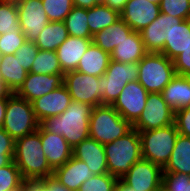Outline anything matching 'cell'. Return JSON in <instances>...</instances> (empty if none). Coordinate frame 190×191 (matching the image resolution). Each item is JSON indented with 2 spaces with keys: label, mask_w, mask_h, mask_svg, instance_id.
Returning a JSON list of instances; mask_svg holds the SVG:
<instances>
[{
  "label": "cell",
  "mask_w": 190,
  "mask_h": 191,
  "mask_svg": "<svg viewBox=\"0 0 190 191\" xmlns=\"http://www.w3.org/2000/svg\"><path fill=\"white\" fill-rule=\"evenodd\" d=\"M41 145V124L34 133L15 140L13 161L25 181H39L53 176L54 170Z\"/></svg>",
  "instance_id": "6da1fadb"
},
{
  "label": "cell",
  "mask_w": 190,
  "mask_h": 191,
  "mask_svg": "<svg viewBox=\"0 0 190 191\" xmlns=\"http://www.w3.org/2000/svg\"><path fill=\"white\" fill-rule=\"evenodd\" d=\"M93 106L87 103L71 101L60 115L50 116L40 124L49 132L62 135L73 148L89 138V120Z\"/></svg>",
  "instance_id": "7a4b0ae2"
},
{
  "label": "cell",
  "mask_w": 190,
  "mask_h": 191,
  "mask_svg": "<svg viewBox=\"0 0 190 191\" xmlns=\"http://www.w3.org/2000/svg\"><path fill=\"white\" fill-rule=\"evenodd\" d=\"M108 173L120 179L134 163L142 159L141 141L137 130L132 129L125 136L104 145Z\"/></svg>",
  "instance_id": "3957f363"
},
{
  "label": "cell",
  "mask_w": 190,
  "mask_h": 191,
  "mask_svg": "<svg viewBox=\"0 0 190 191\" xmlns=\"http://www.w3.org/2000/svg\"><path fill=\"white\" fill-rule=\"evenodd\" d=\"M132 129L133 125L112 105L93 107L89 120V138L105 145L125 136Z\"/></svg>",
  "instance_id": "277c9868"
},
{
  "label": "cell",
  "mask_w": 190,
  "mask_h": 191,
  "mask_svg": "<svg viewBox=\"0 0 190 191\" xmlns=\"http://www.w3.org/2000/svg\"><path fill=\"white\" fill-rule=\"evenodd\" d=\"M142 159L165 167L170 159L178 131L175 124L148 131H139Z\"/></svg>",
  "instance_id": "5b68a950"
},
{
  "label": "cell",
  "mask_w": 190,
  "mask_h": 191,
  "mask_svg": "<svg viewBox=\"0 0 190 191\" xmlns=\"http://www.w3.org/2000/svg\"><path fill=\"white\" fill-rule=\"evenodd\" d=\"M138 64V82L148 93H161L176 76L173 61L162 53H147Z\"/></svg>",
  "instance_id": "8992f818"
},
{
  "label": "cell",
  "mask_w": 190,
  "mask_h": 191,
  "mask_svg": "<svg viewBox=\"0 0 190 191\" xmlns=\"http://www.w3.org/2000/svg\"><path fill=\"white\" fill-rule=\"evenodd\" d=\"M40 122L33 111L32 102L13 93L7 100L2 128L14 139H20L38 130Z\"/></svg>",
  "instance_id": "52a82bcc"
},
{
  "label": "cell",
  "mask_w": 190,
  "mask_h": 191,
  "mask_svg": "<svg viewBox=\"0 0 190 191\" xmlns=\"http://www.w3.org/2000/svg\"><path fill=\"white\" fill-rule=\"evenodd\" d=\"M139 64L110 60L106 72L99 77V85L106 90L102 105H113L128 82L138 81Z\"/></svg>",
  "instance_id": "ba28073f"
},
{
  "label": "cell",
  "mask_w": 190,
  "mask_h": 191,
  "mask_svg": "<svg viewBox=\"0 0 190 191\" xmlns=\"http://www.w3.org/2000/svg\"><path fill=\"white\" fill-rule=\"evenodd\" d=\"M63 84L73 101L90 104L93 107L102 105L106 90L99 85V77L81 73L77 70L64 74Z\"/></svg>",
  "instance_id": "9c48e42d"
},
{
  "label": "cell",
  "mask_w": 190,
  "mask_h": 191,
  "mask_svg": "<svg viewBox=\"0 0 190 191\" xmlns=\"http://www.w3.org/2000/svg\"><path fill=\"white\" fill-rule=\"evenodd\" d=\"M175 111L166 103L161 93H149L141 116L133 129L148 131L174 124Z\"/></svg>",
  "instance_id": "30bf717a"
},
{
  "label": "cell",
  "mask_w": 190,
  "mask_h": 191,
  "mask_svg": "<svg viewBox=\"0 0 190 191\" xmlns=\"http://www.w3.org/2000/svg\"><path fill=\"white\" fill-rule=\"evenodd\" d=\"M162 174L160 166L141 159L119 180L135 191H162Z\"/></svg>",
  "instance_id": "8fae6325"
},
{
  "label": "cell",
  "mask_w": 190,
  "mask_h": 191,
  "mask_svg": "<svg viewBox=\"0 0 190 191\" xmlns=\"http://www.w3.org/2000/svg\"><path fill=\"white\" fill-rule=\"evenodd\" d=\"M16 5L19 24L26 40L35 42L50 22L44 11L42 0H20L16 2Z\"/></svg>",
  "instance_id": "7c38bea8"
},
{
  "label": "cell",
  "mask_w": 190,
  "mask_h": 191,
  "mask_svg": "<svg viewBox=\"0 0 190 191\" xmlns=\"http://www.w3.org/2000/svg\"><path fill=\"white\" fill-rule=\"evenodd\" d=\"M148 94L138 81L128 82L112 106L133 125L145 108Z\"/></svg>",
  "instance_id": "4fadbf2b"
},
{
  "label": "cell",
  "mask_w": 190,
  "mask_h": 191,
  "mask_svg": "<svg viewBox=\"0 0 190 191\" xmlns=\"http://www.w3.org/2000/svg\"><path fill=\"white\" fill-rule=\"evenodd\" d=\"M183 19L172 17L165 13L160 15L139 33L147 53H162L164 44L168 41L170 28L180 24Z\"/></svg>",
  "instance_id": "5bb4252c"
},
{
  "label": "cell",
  "mask_w": 190,
  "mask_h": 191,
  "mask_svg": "<svg viewBox=\"0 0 190 191\" xmlns=\"http://www.w3.org/2000/svg\"><path fill=\"white\" fill-rule=\"evenodd\" d=\"M160 13L159 4L147 0H128L120 16L133 31L140 32L151 24Z\"/></svg>",
  "instance_id": "9a60e30c"
},
{
  "label": "cell",
  "mask_w": 190,
  "mask_h": 191,
  "mask_svg": "<svg viewBox=\"0 0 190 191\" xmlns=\"http://www.w3.org/2000/svg\"><path fill=\"white\" fill-rule=\"evenodd\" d=\"M64 74H35L28 72L25 81L15 93L20 98L32 102L36 98L57 89L63 84Z\"/></svg>",
  "instance_id": "2e32d148"
},
{
  "label": "cell",
  "mask_w": 190,
  "mask_h": 191,
  "mask_svg": "<svg viewBox=\"0 0 190 191\" xmlns=\"http://www.w3.org/2000/svg\"><path fill=\"white\" fill-rule=\"evenodd\" d=\"M72 99L68 89L62 84L57 89L32 101L33 111L41 123L47 117L62 114L70 105Z\"/></svg>",
  "instance_id": "e0dca14e"
},
{
  "label": "cell",
  "mask_w": 190,
  "mask_h": 191,
  "mask_svg": "<svg viewBox=\"0 0 190 191\" xmlns=\"http://www.w3.org/2000/svg\"><path fill=\"white\" fill-rule=\"evenodd\" d=\"M72 156L87 164L95 175L108 173L104 145L92 138L81 141L72 148Z\"/></svg>",
  "instance_id": "ac0fdd59"
},
{
  "label": "cell",
  "mask_w": 190,
  "mask_h": 191,
  "mask_svg": "<svg viewBox=\"0 0 190 191\" xmlns=\"http://www.w3.org/2000/svg\"><path fill=\"white\" fill-rule=\"evenodd\" d=\"M41 148L50 167L55 170L72 157V147L62 135L51 133L41 125Z\"/></svg>",
  "instance_id": "d6986e66"
},
{
  "label": "cell",
  "mask_w": 190,
  "mask_h": 191,
  "mask_svg": "<svg viewBox=\"0 0 190 191\" xmlns=\"http://www.w3.org/2000/svg\"><path fill=\"white\" fill-rule=\"evenodd\" d=\"M93 175L85 162L73 156L53 172V177L70 191H78L80 186Z\"/></svg>",
  "instance_id": "ffe728a7"
},
{
  "label": "cell",
  "mask_w": 190,
  "mask_h": 191,
  "mask_svg": "<svg viewBox=\"0 0 190 191\" xmlns=\"http://www.w3.org/2000/svg\"><path fill=\"white\" fill-rule=\"evenodd\" d=\"M92 39L68 36L57 49L56 55L63 73L75 71Z\"/></svg>",
  "instance_id": "44dd1931"
},
{
  "label": "cell",
  "mask_w": 190,
  "mask_h": 191,
  "mask_svg": "<svg viewBox=\"0 0 190 191\" xmlns=\"http://www.w3.org/2000/svg\"><path fill=\"white\" fill-rule=\"evenodd\" d=\"M144 43L141 35L137 31H133L128 38L119 43L110 54L111 60L120 63L139 62L145 55Z\"/></svg>",
  "instance_id": "7402d4cb"
},
{
  "label": "cell",
  "mask_w": 190,
  "mask_h": 191,
  "mask_svg": "<svg viewBox=\"0 0 190 191\" xmlns=\"http://www.w3.org/2000/svg\"><path fill=\"white\" fill-rule=\"evenodd\" d=\"M163 99L174 110L190 106V81L184 75H177L161 92Z\"/></svg>",
  "instance_id": "603a6c76"
},
{
  "label": "cell",
  "mask_w": 190,
  "mask_h": 191,
  "mask_svg": "<svg viewBox=\"0 0 190 191\" xmlns=\"http://www.w3.org/2000/svg\"><path fill=\"white\" fill-rule=\"evenodd\" d=\"M133 32V30L120 18L109 27L96 32L92 42L105 52L111 54L116 46Z\"/></svg>",
  "instance_id": "cb8c5ba5"
},
{
  "label": "cell",
  "mask_w": 190,
  "mask_h": 191,
  "mask_svg": "<svg viewBox=\"0 0 190 191\" xmlns=\"http://www.w3.org/2000/svg\"><path fill=\"white\" fill-rule=\"evenodd\" d=\"M110 60V54L92 42L80 59L76 70L100 77L106 72Z\"/></svg>",
  "instance_id": "d4e9b609"
},
{
  "label": "cell",
  "mask_w": 190,
  "mask_h": 191,
  "mask_svg": "<svg viewBox=\"0 0 190 191\" xmlns=\"http://www.w3.org/2000/svg\"><path fill=\"white\" fill-rule=\"evenodd\" d=\"M163 172L190 175V137L178 134L170 159Z\"/></svg>",
  "instance_id": "484cf974"
},
{
  "label": "cell",
  "mask_w": 190,
  "mask_h": 191,
  "mask_svg": "<svg viewBox=\"0 0 190 191\" xmlns=\"http://www.w3.org/2000/svg\"><path fill=\"white\" fill-rule=\"evenodd\" d=\"M190 41V19L183 20L180 24L170 28L168 41L164 44L162 54L168 59L174 60L181 53Z\"/></svg>",
  "instance_id": "4316f807"
},
{
  "label": "cell",
  "mask_w": 190,
  "mask_h": 191,
  "mask_svg": "<svg viewBox=\"0 0 190 191\" xmlns=\"http://www.w3.org/2000/svg\"><path fill=\"white\" fill-rule=\"evenodd\" d=\"M28 71L19 60L12 55H2L0 58V78L8 85L12 93H16L22 86Z\"/></svg>",
  "instance_id": "83f0119b"
},
{
  "label": "cell",
  "mask_w": 190,
  "mask_h": 191,
  "mask_svg": "<svg viewBox=\"0 0 190 191\" xmlns=\"http://www.w3.org/2000/svg\"><path fill=\"white\" fill-rule=\"evenodd\" d=\"M68 32L64 22H49L35 40L40 50L56 51L66 41Z\"/></svg>",
  "instance_id": "f1b7e54d"
},
{
  "label": "cell",
  "mask_w": 190,
  "mask_h": 191,
  "mask_svg": "<svg viewBox=\"0 0 190 191\" xmlns=\"http://www.w3.org/2000/svg\"><path fill=\"white\" fill-rule=\"evenodd\" d=\"M88 26L90 33L94 35L121 18L120 13L107 5H95L87 9Z\"/></svg>",
  "instance_id": "f546056e"
},
{
  "label": "cell",
  "mask_w": 190,
  "mask_h": 191,
  "mask_svg": "<svg viewBox=\"0 0 190 191\" xmlns=\"http://www.w3.org/2000/svg\"><path fill=\"white\" fill-rule=\"evenodd\" d=\"M68 36L92 39L88 26L87 9L73 7L64 20Z\"/></svg>",
  "instance_id": "4dcf8cb0"
},
{
  "label": "cell",
  "mask_w": 190,
  "mask_h": 191,
  "mask_svg": "<svg viewBox=\"0 0 190 191\" xmlns=\"http://www.w3.org/2000/svg\"><path fill=\"white\" fill-rule=\"evenodd\" d=\"M30 73L35 74H64L59 60L56 55V51L40 50L32 64Z\"/></svg>",
  "instance_id": "1f68e13d"
},
{
  "label": "cell",
  "mask_w": 190,
  "mask_h": 191,
  "mask_svg": "<svg viewBox=\"0 0 190 191\" xmlns=\"http://www.w3.org/2000/svg\"><path fill=\"white\" fill-rule=\"evenodd\" d=\"M9 32H22L16 2L0 1V35Z\"/></svg>",
  "instance_id": "d6a6232c"
},
{
  "label": "cell",
  "mask_w": 190,
  "mask_h": 191,
  "mask_svg": "<svg viewBox=\"0 0 190 191\" xmlns=\"http://www.w3.org/2000/svg\"><path fill=\"white\" fill-rule=\"evenodd\" d=\"M42 4L50 22H64L74 7L72 0H42Z\"/></svg>",
  "instance_id": "836d02e7"
},
{
  "label": "cell",
  "mask_w": 190,
  "mask_h": 191,
  "mask_svg": "<svg viewBox=\"0 0 190 191\" xmlns=\"http://www.w3.org/2000/svg\"><path fill=\"white\" fill-rule=\"evenodd\" d=\"M24 181L19 168L13 160L8 165L0 167V191L13 190Z\"/></svg>",
  "instance_id": "e575fe53"
},
{
  "label": "cell",
  "mask_w": 190,
  "mask_h": 191,
  "mask_svg": "<svg viewBox=\"0 0 190 191\" xmlns=\"http://www.w3.org/2000/svg\"><path fill=\"white\" fill-rule=\"evenodd\" d=\"M118 181V178L109 173L94 174L80 186L78 191H114Z\"/></svg>",
  "instance_id": "d590c367"
},
{
  "label": "cell",
  "mask_w": 190,
  "mask_h": 191,
  "mask_svg": "<svg viewBox=\"0 0 190 191\" xmlns=\"http://www.w3.org/2000/svg\"><path fill=\"white\" fill-rule=\"evenodd\" d=\"M159 8L172 17L190 19V0H161Z\"/></svg>",
  "instance_id": "8d00e7d4"
},
{
  "label": "cell",
  "mask_w": 190,
  "mask_h": 191,
  "mask_svg": "<svg viewBox=\"0 0 190 191\" xmlns=\"http://www.w3.org/2000/svg\"><path fill=\"white\" fill-rule=\"evenodd\" d=\"M190 175L183 173L163 172L162 191H186Z\"/></svg>",
  "instance_id": "74e56055"
},
{
  "label": "cell",
  "mask_w": 190,
  "mask_h": 191,
  "mask_svg": "<svg viewBox=\"0 0 190 191\" xmlns=\"http://www.w3.org/2000/svg\"><path fill=\"white\" fill-rule=\"evenodd\" d=\"M26 41L23 32H9L0 35V52L2 55H12Z\"/></svg>",
  "instance_id": "f35d334b"
},
{
  "label": "cell",
  "mask_w": 190,
  "mask_h": 191,
  "mask_svg": "<svg viewBox=\"0 0 190 191\" xmlns=\"http://www.w3.org/2000/svg\"><path fill=\"white\" fill-rule=\"evenodd\" d=\"M38 51L39 48L35 45V42L26 40L14 55L22 64V67L30 72Z\"/></svg>",
  "instance_id": "ab89813d"
},
{
  "label": "cell",
  "mask_w": 190,
  "mask_h": 191,
  "mask_svg": "<svg viewBox=\"0 0 190 191\" xmlns=\"http://www.w3.org/2000/svg\"><path fill=\"white\" fill-rule=\"evenodd\" d=\"M15 140L0 128V167L8 165L14 156Z\"/></svg>",
  "instance_id": "60d3db41"
},
{
  "label": "cell",
  "mask_w": 190,
  "mask_h": 191,
  "mask_svg": "<svg viewBox=\"0 0 190 191\" xmlns=\"http://www.w3.org/2000/svg\"><path fill=\"white\" fill-rule=\"evenodd\" d=\"M174 124L180 135L190 137V106L175 111Z\"/></svg>",
  "instance_id": "b9f144b4"
},
{
  "label": "cell",
  "mask_w": 190,
  "mask_h": 191,
  "mask_svg": "<svg viewBox=\"0 0 190 191\" xmlns=\"http://www.w3.org/2000/svg\"><path fill=\"white\" fill-rule=\"evenodd\" d=\"M177 75H187L190 72V41L184 52L173 60Z\"/></svg>",
  "instance_id": "7bdbcfd3"
},
{
  "label": "cell",
  "mask_w": 190,
  "mask_h": 191,
  "mask_svg": "<svg viewBox=\"0 0 190 191\" xmlns=\"http://www.w3.org/2000/svg\"><path fill=\"white\" fill-rule=\"evenodd\" d=\"M49 191H70L59 183L53 176L39 180Z\"/></svg>",
  "instance_id": "ee69618b"
},
{
  "label": "cell",
  "mask_w": 190,
  "mask_h": 191,
  "mask_svg": "<svg viewBox=\"0 0 190 191\" xmlns=\"http://www.w3.org/2000/svg\"><path fill=\"white\" fill-rule=\"evenodd\" d=\"M127 1L128 0H106L105 5L121 13L124 10Z\"/></svg>",
  "instance_id": "f6af8a7d"
},
{
  "label": "cell",
  "mask_w": 190,
  "mask_h": 191,
  "mask_svg": "<svg viewBox=\"0 0 190 191\" xmlns=\"http://www.w3.org/2000/svg\"><path fill=\"white\" fill-rule=\"evenodd\" d=\"M28 191H49L40 181H28Z\"/></svg>",
  "instance_id": "bcb514c9"
},
{
  "label": "cell",
  "mask_w": 190,
  "mask_h": 191,
  "mask_svg": "<svg viewBox=\"0 0 190 191\" xmlns=\"http://www.w3.org/2000/svg\"><path fill=\"white\" fill-rule=\"evenodd\" d=\"M9 97L0 98V128H2L7 108V100Z\"/></svg>",
  "instance_id": "7dc6e473"
},
{
  "label": "cell",
  "mask_w": 190,
  "mask_h": 191,
  "mask_svg": "<svg viewBox=\"0 0 190 191\" xmlns=\"http://www.w3.org/2000/svg\"><path fill=\"white\" fill-rule=\"evenodd\" d=\"M12 94L8 85L0 78V98L10 97Z\"/></svg>",
  "instance_id": "c3c4849f"
},
{
  "label": "cell",
  "mask_w": 190,
  "mask_h": 191,
  "mask_svg": "<svg viewBox=\"0 0 190 191\" xmlns=\"http://www.w3.org/2000/svg\"><path fill=\"white\" fill-rule=\"evenodd\" d=\"M72 1L75 7L85 8V9L90 8V0H72Z\"/></svg>",
  "instance_id": "681fc988"
},
{
  "label": "cell",
  "mask_w": 190,
  "mask_h": 191,
  "mask_svg": "<svg viewBox=\"0 0 190 191\" xmlns=\"http://www.w3.org/2000/svg\"><path fill=\"white\" fill-rule=\"evenodd\" d=\"M114 191H135L131 188H129L128 186H126L125 184H123L120 180L118 181L115 190Z\"/></svg>",
  "instance_id": "f907efd6"
},
{
  "label": "cell",
  "mask_w": 190,
  "mask_h": 191,
  "mask_svg": "<svg viewBox=\"0 0 190 191\" xmlns=\"http://www.w3.org/2000/svg\"><path fill=\"white\" fill-rule=\"evenodd\" d=\"M10 191H28V181H24L19 187Z\"/></svg>",
  "instance_id": "816d5d0a"
},
{
  "label": "cell",
  "mask_w": 190,
  "mask_h": 191,
  "mask_svg": "<svg viewBox=\"0 0 190 191\" xmlns=\"http://www.w3.org/2000/svg\"><path fill=\"white\" fill-rule=\"evenodd\" d=\"M106 0H90V8L95 5H105Z\"/></svg>",
  "instance_id": "f5cc1de1"
},
{
  "label": "cell",
  "mask_w": 190,
  "mask_h": 191,
  "mask_svg": "<svg viewBox=\"0 0 190 191\" xmlns=\"http://www.w3.org/2000/svg\"><path fill=\"white\" fill-rule=\"evenodd\" d=\"M149 2L155 3V4H160L161 0H147Z\"/></svg>",
  "instance_id": "db71d44e"
},
{
  "label": "cell",
  "mask_w": 190,
  "mask_h": 191,
  "mask_svg": "<svg viewBox=\"0 0 190 191\" xmlns=\"http://www.w3.org/2000/svg\"><path fill=\"white\" fill-rule=\"evenodd\" d=\"M186 191H190V183H187V189Z\"/></svg>",
  "instance_id": "11a10c76"
},
{
  "label": "cell",
  "mask_w": 190,
  "mask_h": 191,
  "mask_svg": "<svg viewBox=\"0 0 190 191\" xmlns=\"http://www.w3.org/2000/svg\"><path fill=\"white\" fill-rule=\"evenodd\" d=\"M186 77H187V79L190 81V72L187 74V75H185Z\"/></svg>",
  "instance_id": "9f6ffc18"
},
{
  "label": "cell",
  "mask_w": 190,
  "mask_h": 191,
  "mask_svg": "<svg viewBox=\"0 0 190 191\" xmlns=\"http://www.w3.org/2000/svg\"><path fill=\"white\" fill-rule=\"evenodd\" d=\"M6 1H10V2H18L20 0H6Z\"/></svg>",
  "instance_id": "6f0895ef"
}]
</instances>
